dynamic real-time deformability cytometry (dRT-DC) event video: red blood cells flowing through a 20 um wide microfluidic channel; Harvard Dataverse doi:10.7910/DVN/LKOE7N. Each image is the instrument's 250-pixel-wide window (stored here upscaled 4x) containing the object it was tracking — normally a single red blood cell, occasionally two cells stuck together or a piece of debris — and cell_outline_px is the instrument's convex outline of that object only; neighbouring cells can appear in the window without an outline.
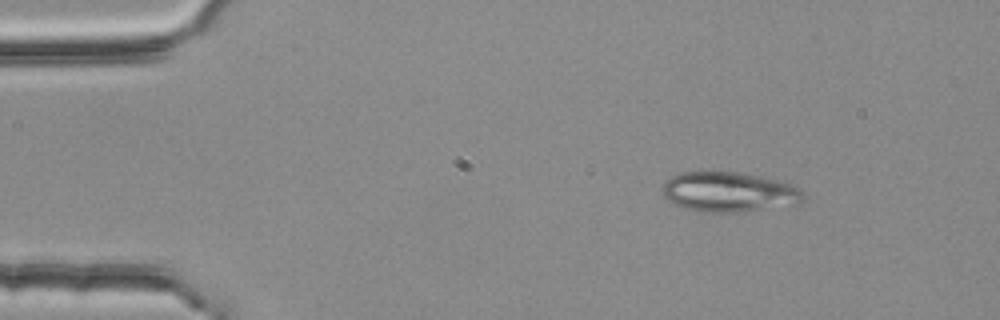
{"species": "common noctule bat (a hibernating species)", "species_latin": "Nyctalus noctula", "temperature_condition": "room temperature", "stored_images_in_passage": 2, "camera_frame_rate_fps": 3000, "um_per_image_px": 0.085, "animal": {"sex": "female", "body_mass_g": 25.1}, "frame": {"image": 1, "passage_image": 1, "time_ms": 0.0, "image_size_px": [1000, 320], "cell_outline_px": [[804, 200], [800, 204], [740, 212], [704, 212], [684, 208], [668, 200], [664, 196], [660, 188], [672, 176], [680, 172], [736, 172], [776, 180], [792, 184], [800, 188], [804, 192]], "centroid_in_image_um": [61.98, 16.33], "position_along_channel_um": 23.0, "area_um2": 32.77}}